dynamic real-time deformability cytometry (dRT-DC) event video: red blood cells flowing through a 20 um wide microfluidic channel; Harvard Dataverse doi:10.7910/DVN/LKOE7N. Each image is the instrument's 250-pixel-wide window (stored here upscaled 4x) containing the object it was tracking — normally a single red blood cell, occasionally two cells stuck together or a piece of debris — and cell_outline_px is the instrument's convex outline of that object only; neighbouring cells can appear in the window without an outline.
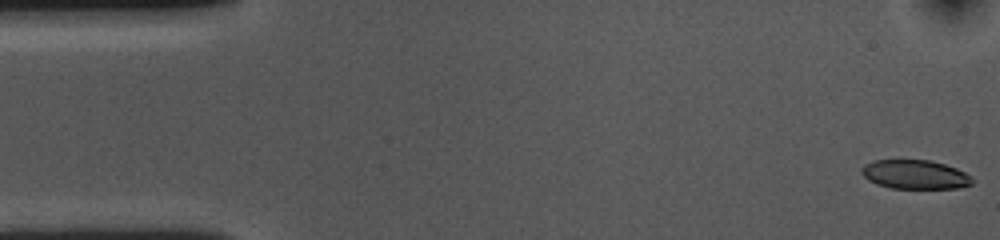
{"species": "common noctule bat (a hibernating species)", "species_latin": "Nyctalus noctula", "temperature_condition": "cold", "stored_images_in_passage": 54, "camera_frame_rate_fps": 3000, "um_per_image_px": 0.085, "animal": {"sex": "female", "body_mass_g": 10.0, "forearm_length_mm": 53.1}, "frame": {"image": 1, "passage_image": 1, "time_ms": 0.0, "image_size_px": [1000, 240], "cell_outline_px": [[972, 184], [956, 188], [892, 188], [876, 184], [868, 180], [860, 172], [860, 168], [864, 164], [872, 160], [928, 160], [944, 164], [956, 168], [972, 176]], "centroid_in_image_um": [77.73, 14.82], "position_along_channel_um": 7.3, "area_um2": 18.73}}
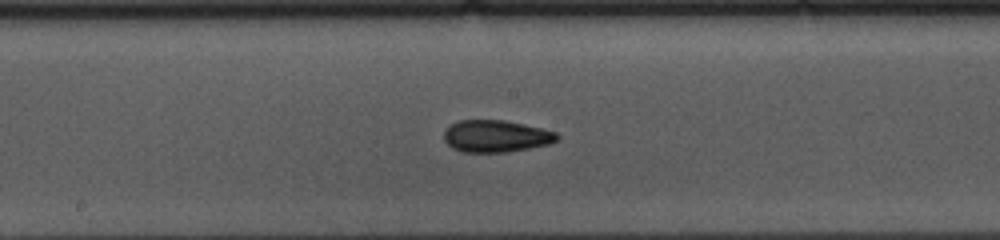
{"frame": {"image": 2, "passage_image": 27, "time_ms": 8.667, "image_size_px": [1000, 240], "cell_outline_px": [[560, 136], [556, 140], [548, 144], [528, 148], [504, 152], [464, 152], [452, 148], [444, 140], [444, 132], [448, 124], [460, 120], [504, 120], [524, 124], [556, 132]], "centroid_in_image_um": [42.11, 11.56], "position_along_channel_um": 206.1, "area_um2": 21.04}}
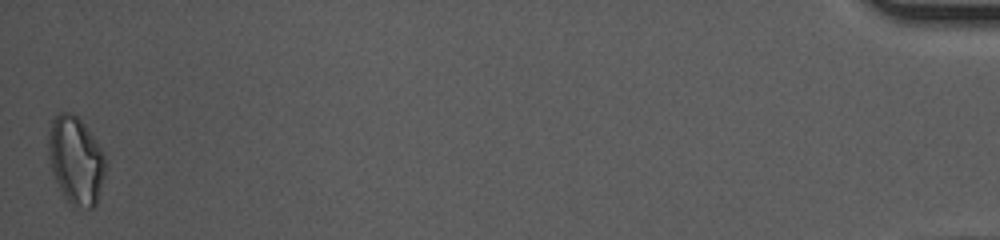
{"frame": {"image": 3, "passage_image": 54, "time_ms": 17.667, "image_size_px": [1000, 240], "cell_outline_px": [[108, 164], [96, 204], [92, 208], [72, 208], [64, 196], [52, 172], [48, 156], [48, 136], [52, 120], [60, 112], [68, 112], [76, 116], [84, 124], [104, 152], [108, 160]], "centroid_in_image_um": [6.47, 13.66], "position_along_channel_um": 428.7, "area_um2": 29.48}, "authors_computed_cell_mechanics": {"area_um2": 20.7213, "velocity_mm_per_s": 3.6026, "shape_relaxation_time_tau1_ms": 5.8515, "shape_relaxation_time_tau2_ms": 4.087, "deformation_change_tau1": 0.1303, "deformation_change_tau2": 0.0874}}